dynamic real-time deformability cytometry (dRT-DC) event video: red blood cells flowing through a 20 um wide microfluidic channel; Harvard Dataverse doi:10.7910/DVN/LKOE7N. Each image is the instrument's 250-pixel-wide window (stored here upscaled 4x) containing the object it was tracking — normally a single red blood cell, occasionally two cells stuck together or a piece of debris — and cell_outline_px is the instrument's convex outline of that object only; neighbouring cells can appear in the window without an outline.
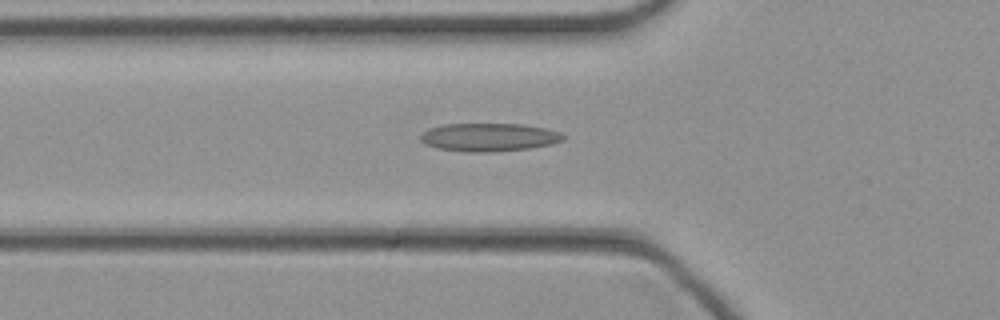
{"species": "common noctule bat (a hibernating species)", "species_latin": "Nyctalus noctula", "temperature_condition": "cold", "stored_images_in_passage": 39, "camera_frame_rate_fps": 3000, "um_per_image_px": 0.085, "animal": {"sex": "female", "body_mass_g": 21.9}, "frame": {"image": 1, "passage_image": 10, "time_ms": 3.0, "image_size_px": [1000, 320], "cell_outline_px": [[564, 140], [552, 144], [528, 148], [492, 152], [468, 152], [436, 148], [424, 144], [420, 140], [420, 136], [428, 128], [444, 124], [524, 124], [544, 128], [560, 132], [564, 136]], "centroid_in_image_um": [41.54, 11.66], "position_along_channel_um": 84.3, "area_um2": 23.47}}
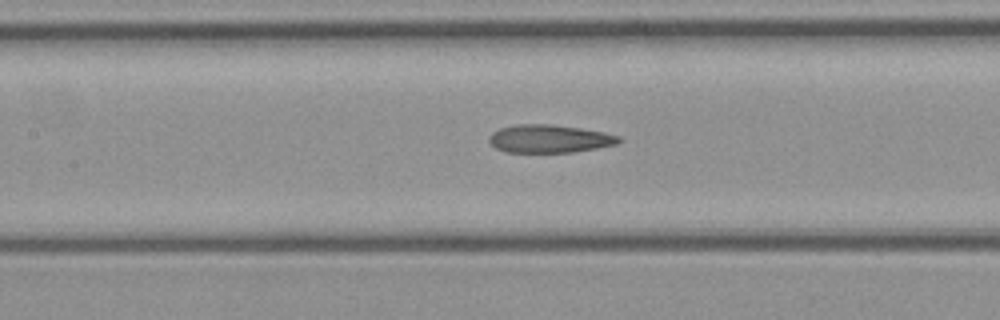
{"frame": {"image": 2, "passage_image": 15, "time_ms": 4.667, "image_size_px": [1000, 320], "cell_outline_px": [[624, 140], [616, 144], [596, 148], [572, 152], [504, 152], [496, 148], [488, 140], [488, 136], [492, 132], [500, 128], [516, 124], [548, 124], [580, 128], [604, 132], [620, 136]], "centroid_in_image_um": [46.69, 11.79], "position_along_channel_um": 160.7, "area_um2": 21.21}}
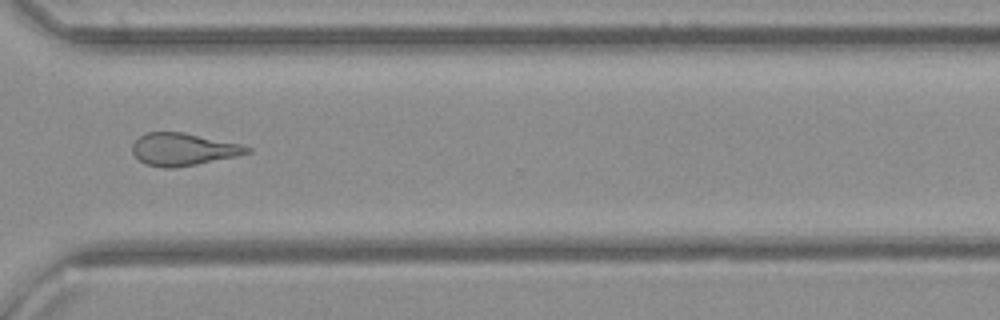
{"frame": {"image": 3, "passage_image": 28, "time_ms": 9.0, "image_size_px": [1000, 320], "cell_outline_px": [[252, 152], [236, 156], [196, 164], [172, 168], [164, 168], [144, 164], [132, 152], [132, 144], [140, 136], [148, 132], [184, 132], [240, 144], [252, 148]], "centroid_in_image_um": [15.56, 12.69], "position_along_channel_um": 355.0, "area_um2": 21.56}}